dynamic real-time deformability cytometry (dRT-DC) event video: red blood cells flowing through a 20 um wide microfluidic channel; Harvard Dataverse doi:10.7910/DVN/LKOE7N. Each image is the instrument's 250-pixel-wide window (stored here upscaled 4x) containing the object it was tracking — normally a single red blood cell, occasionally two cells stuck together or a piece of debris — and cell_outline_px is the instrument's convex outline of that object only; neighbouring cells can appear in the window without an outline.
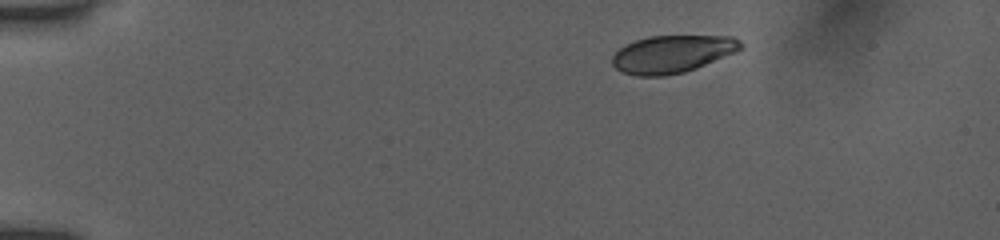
{"species": "human", "species_latin": "Homo sapiens", "temperature_condition": "room temperature", "stored_images_in_passage": 45, "camera_frame_rate_fps": 3000, "um_per_image_px": 0.085, "donor": {"sex": "female"}, "frame": {"image": 1, "passage_image": 1, "time_ms": 0.0, "image_size_px": [1000, 240], "cell_outline_px": [[744, 48], [736, 52], [696, 68], [684, 72], [664, 76], [636, 76], [624, 72], [616, 68], [612, 64], [612, 56], [620, 48], [636, 40], [648, 36], [732, 36], [740, 40], [744, 44]], "centroid_in_image_um": [57.18, 4.59], "position_along_channel_um": 27.8, "area_um2": 28.09}}
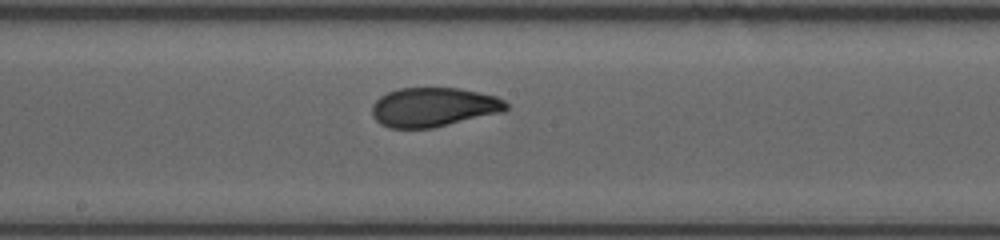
{"frame": {"image": 2, "passage_image": 22, "time_ms": 7.0, "image_size_px": [1000, 240], "cell_outline_px": [[508, 108], [504, 112], [432, 128], [388, 128], [380, 124], [372, 116], [372, 104], [380, 96], [388, 92], [400, 88], [460, 88], [496, 96], [504, 100], [508, 104]], "centroid_in_image_um": [36.85, 9.11], "position_along_channel_um": 211.3, "area_um2": 30.81}}
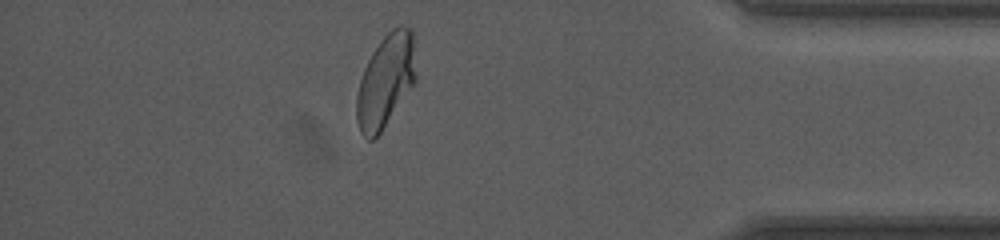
{"frame": {"image": 3, "passage_image": 39, "time_ms": 12.667, "image_size_px": [1000, 240], "cell_outline_px": [[416, 80], [380, 132], [372, 140], [368, 140], [360, 132], [356, 120], [356, 96], [360, 80], [364, 68], [372, 52], [380, 40], [392, 28], [400, 24], [412, 28], [416, 76]], "centroid_in_image_um": [32.77, 6.84], "position_along_channel_um": 402.4, "area_um2": 31.96}, "authors_computed_cell_mechanics": {"area_um2": 31.0386, "velocity_mm_per_s": 3.9016, "shape_relaxation_time_tau1_ms": 5.5702, "shape_relaxation_time_tau2_ms": 0.8289, "deformation_change_tau1": 0.1668, "deformation_change_tau2": 0.054}}